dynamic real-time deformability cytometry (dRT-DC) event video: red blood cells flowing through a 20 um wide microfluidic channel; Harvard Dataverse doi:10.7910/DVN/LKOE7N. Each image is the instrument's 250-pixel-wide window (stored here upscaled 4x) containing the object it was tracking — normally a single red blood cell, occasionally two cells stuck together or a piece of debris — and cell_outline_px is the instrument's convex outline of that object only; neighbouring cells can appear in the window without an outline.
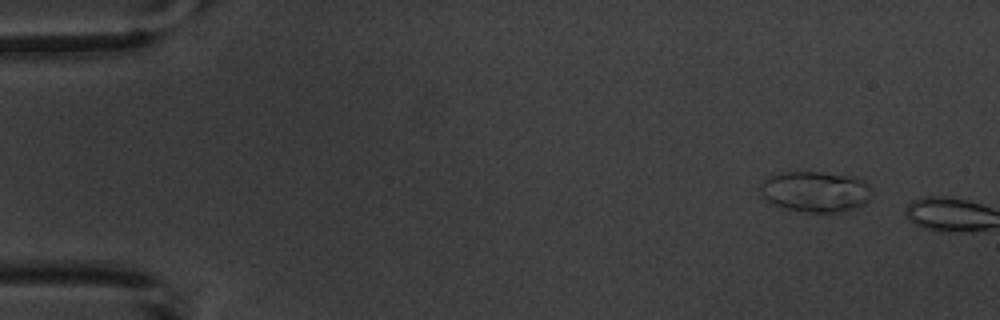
{"species": "common noctule bat (a hibernating species)", "species_latin": "Nyctalus noctula", "temperature_condition": "warm", "stored_images_in_passage": 2, "camera_frame_rate_fps": 3000, "um_per_image_px": 0.085, "animal": {"sex": "male", "body_mass_g": 20.1, "forearm_length_mm": 53.5}, "frame": {"image": 1, "passage_image": 1, "time_ms": 0.0, "image_size_px": [1000, 320], "cell_outline_px": [[872, 188], [868, 200], [864, 204], [836, 212], [804, 212], [788, 208], [776, 204], [768, 200], [760, 192], [760, 184], [768, 176], [780, 172], [820, 172], [856, 176], [864, 180]], "centroid_in_image_um": [69.32, 16.25], "position_along_channel_um": 15.7, "area_um2": 26.3}}